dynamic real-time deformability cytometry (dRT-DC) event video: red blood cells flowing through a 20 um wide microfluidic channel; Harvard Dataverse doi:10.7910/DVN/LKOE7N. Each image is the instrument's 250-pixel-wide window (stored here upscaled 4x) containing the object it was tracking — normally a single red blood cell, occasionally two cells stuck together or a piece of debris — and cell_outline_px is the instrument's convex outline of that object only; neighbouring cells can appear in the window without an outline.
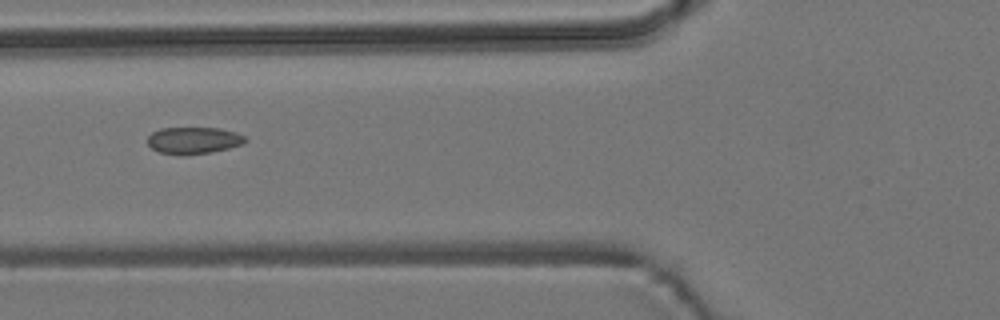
{"species": "common noctule bat (a hibernating species)", "species_latin": "Nyctalus noctula", "temperature_condition": "room temperature", "stored_images_in_passage": 8, "camera_frame_rate_fps": 3000, "um_per_image_px": 0.085, "animal": {"sex": "male", "body_mass_g": 19.2, "forearm_length_mm": 51.8}, "frame": {"image": 1, "passage_image": 5, "time_ms": 5.667, "image_size_px": [1000, 320], "cell_outline_px": [[248, 140], [244, 144], [212, 152], [180, 156], [160, 152], [152, 148], [148, 144], [148, 136], [152, 132], [160, 128], [220, 128], [236, 132], [244, 136]], "centroid_in_image_um": [16.46, 11.94], "position_along_channel_um": 109.3, "area_um2": 15.43}}
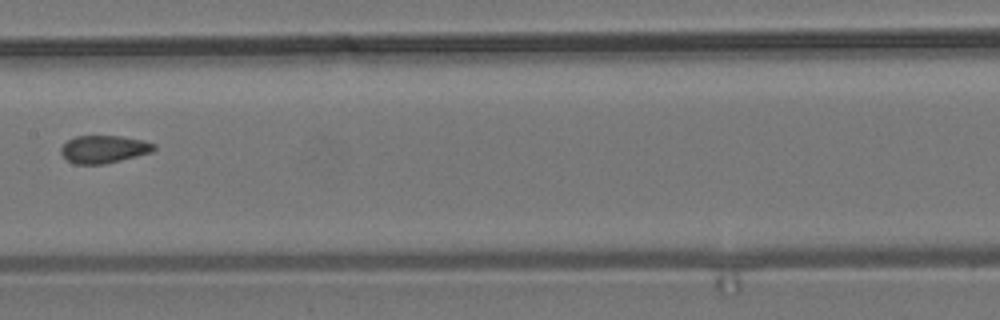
{"frame": {"image": 2, "passage_image": 7, "time_ms": 8.0, "image_size_px": [1000, 320], "cell_outline_px": [[156, 148], [152, 152], [104, 164], [76, 164], [68, 160], [60, 152], [60, 148], [68, 140], [76, 136], [120, 136], [144, 140], [156, 144]], "centroid_in_image_um": [8.84, 12.67], "position_along_channel_um": 198.6, "area_um2": 14.91}}
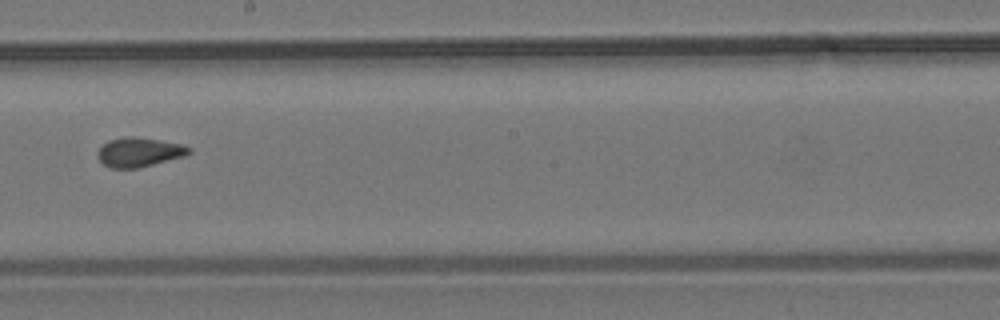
{"frame": {"image": 3, "passage_image": 8, "time_ms": 9.0, "image_size_px": [1000, 320], "cell_outline_px": [[192, 152], [184, 156], [140, 168], [112, 168], [104, 164], [96, 156], [96, 152], [108, 140], [124, 136], [136, 136], [160, 140], [180, 144], [192, 148]], "centroid_in_image_um": [11.82, 12.93], "position_along_channel_um": 236.4, "area_um2": 15.72}}